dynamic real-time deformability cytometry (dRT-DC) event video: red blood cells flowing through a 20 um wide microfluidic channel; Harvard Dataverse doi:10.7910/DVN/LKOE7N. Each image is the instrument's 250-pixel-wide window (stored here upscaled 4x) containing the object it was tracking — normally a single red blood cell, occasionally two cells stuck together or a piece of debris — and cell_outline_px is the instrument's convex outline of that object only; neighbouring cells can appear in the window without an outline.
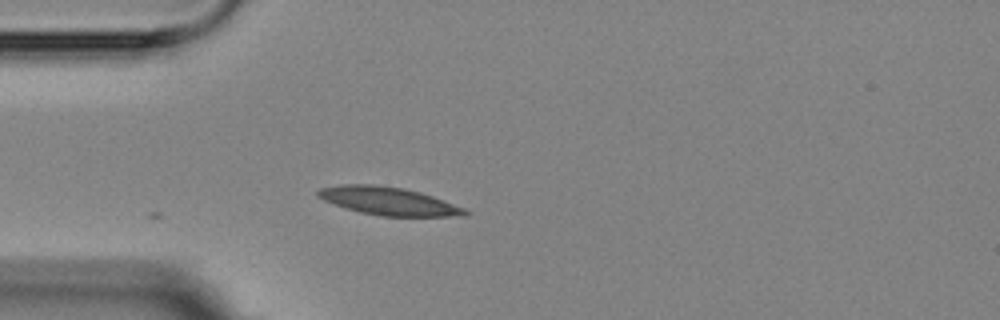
{"species": "Egyptian fruit bat (a non-hibernating species)", "species_latin": "Rousettus aegyptiacus", "temperature_condition": "room temperature", "stored_images_in_passage": 4, "camera_frame_rate_fps": 3000, "um_per_image_px": 0.085, "animal": {"sex": "female"}, "frame": {"image": 1, "passage_image": 4, "time_ms": 3.333, "image_size_px": [1000, 320], "cell_outline_px": [[472, 212], [468, 216], [380, 216], [360, 212], [344, 208], [324, 200], [316, 196], [316, 192], [320, 188], [340, 184], [372, 184], [404, 188], [420, 192], [432, 196], [464, 208]], "centroid_in_image_um": [33.01, 17.09], "position_along_channel_um": 52.0, "area_um2": 24.1}}